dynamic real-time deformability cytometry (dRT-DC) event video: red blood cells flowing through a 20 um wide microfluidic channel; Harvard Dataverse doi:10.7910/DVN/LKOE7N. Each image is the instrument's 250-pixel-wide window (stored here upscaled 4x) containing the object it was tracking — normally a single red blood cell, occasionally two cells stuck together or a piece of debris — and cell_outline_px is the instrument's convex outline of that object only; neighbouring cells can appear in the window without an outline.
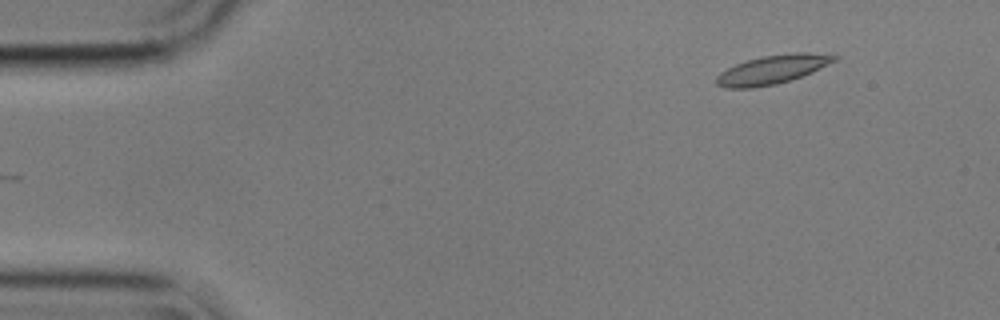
{"species": "common noctule bat (a hibernating species)", "species_latin": "Nyctalus noctula", "temperature_condition": "cold", "stored_images_in_passage": 51, "camera_frame_rate_fps": 3000, "um_per_image_px": 0.085, "animal": {"sex": "male", "body_mass_g": 17.9}, "frame": {"image": 1, "passage_image": 1, "time_ms": 0.0, "image_size_px": [1000, 320], "cell_outline_px": [[840, 56], [836, 60], [812, 72], [776, 84], [752, 88], [728, 88], [716, 84], [716, 76], [720, 72], [736, 64], [748, 60], [764, 56], [796, 52], [808, 52]], "centroid_in_image_um": [65.64, 5.91], "position_along_channel_um": 19.4, "area_um2": 19.48}}
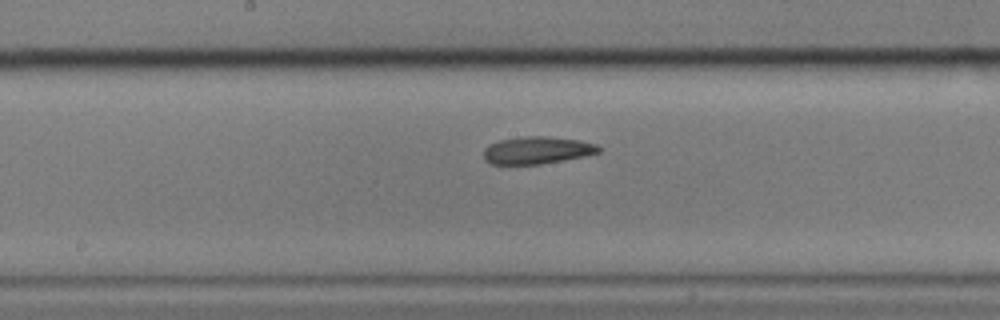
{"frame": {"image": 2, "passage_image": 24, "time_ms": 7.667, "image_size_px": [1000, 320], "cell_outline_px": [[604, 148], [600, 152], [584, 156], [564, 160], [540, 164], [492, 164], [484, 160], [484, 148], [488, 144], [500, 140], [524, 136], [544, 136], [580, 140], [596, 144]], "centroid_in_image_um": [45.67, 12.77], "position_along_channel_um": 202.5, "area_um2": 18.44}}
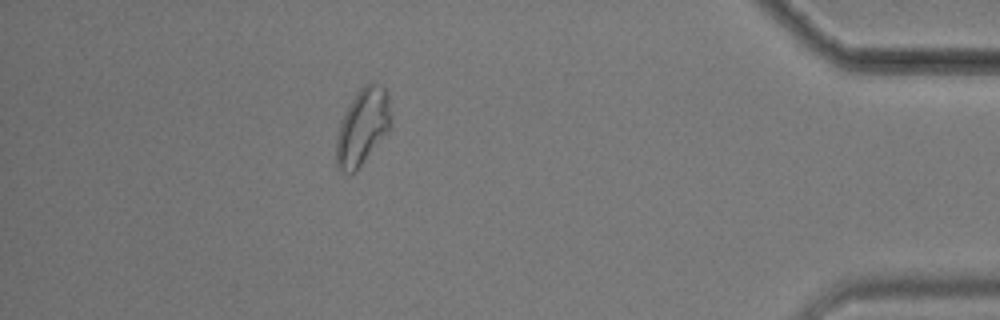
{"frame": {"image": 3, "passage_image": 45, "time_ms": 14.667, "image_size_px": [1000, 320], "cell_outline_px": [[392, 116], [388, 132], [356, 172], [340, 172], [336, 168], [336, 136], [340, 124], [352, 100], [360, 88], [368, 80], [372, 80], [380, 84], [388, 92]], "centroid_in_image_um": [30.84, 10.77], "position_along_channel_um": 404.4, "area_um2": 24.62}, "authors_computed_cell_mechanics": {"area_um2": 19.074, "velocity_mm_per_s": 3.5326, "shape_relaxation_time_tau1_ms": 7.0844, "shape_relaxation_time_tau2_ms": 4.1256, "deformation_change_tau1": 0.1322, "deformation_change_tau2": 0.1033}}